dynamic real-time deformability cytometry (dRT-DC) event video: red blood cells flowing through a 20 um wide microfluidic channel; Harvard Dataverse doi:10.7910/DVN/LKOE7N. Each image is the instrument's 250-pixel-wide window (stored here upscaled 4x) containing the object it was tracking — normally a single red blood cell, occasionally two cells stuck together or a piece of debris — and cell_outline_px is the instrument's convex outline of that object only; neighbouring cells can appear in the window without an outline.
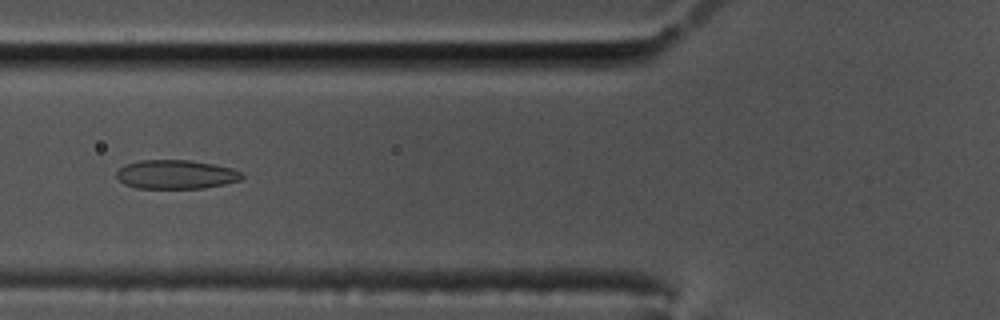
{"species": "common noctule bat (a hibernating species)", "species_latin": "Nyctalus noctula", "temperature_condition": "cold", "stored_images_in_passage": 58, "camera_frame_rate_fps": 3000, "um_per_image_px": 0.085, "animal": {"sex": "male", "body_mass_g": 17.5, "forearm_length_mm": 52.3}, "frame": {"image": 1, "passage_image": 22, "time_ms": 7.0, "image_size_px": [1000, 320], "cell_outline_px": [[244, 176], [240, 180], [224, 184], [204, 188], [136, 188], [124, 184], [116, 176], [116, 172], [124, 164], [140, 160], [188, 160], [212, 164], [232, 168], [240, 172]], "centroid_in_image_um": [14.93, 14.83], "position_along_channel_um": 110.9, "area_um2": 21.1}}
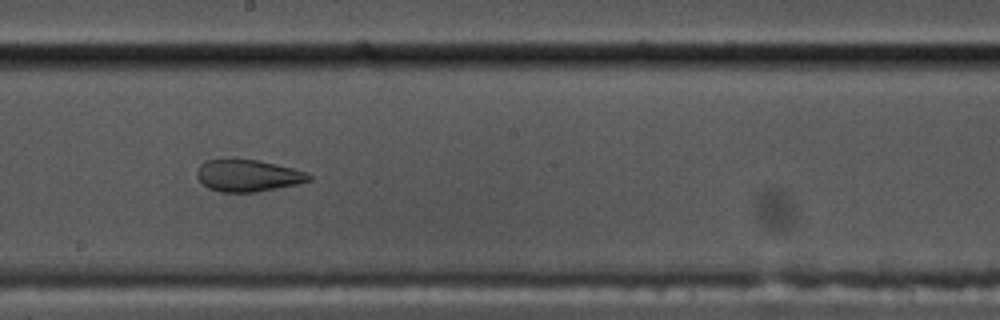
{"frame": {"image": 2, "passage_image": 32, "time_ms": 10.333, "image_size_px": [1000, 320], "cell_outline_px": [[312, 180], [296, 184], [256, 192], [220, 192], [208, 188], [196, 176], [196, 172], [200, 164], [208, 160], [232, 156], [256, 160], [292, 168], [308, 172], [312, 176]], "centroid_in_image_um": [21.04, 14.89], "position_along_channel_um": 227.2, "area_um2": 21.21}}
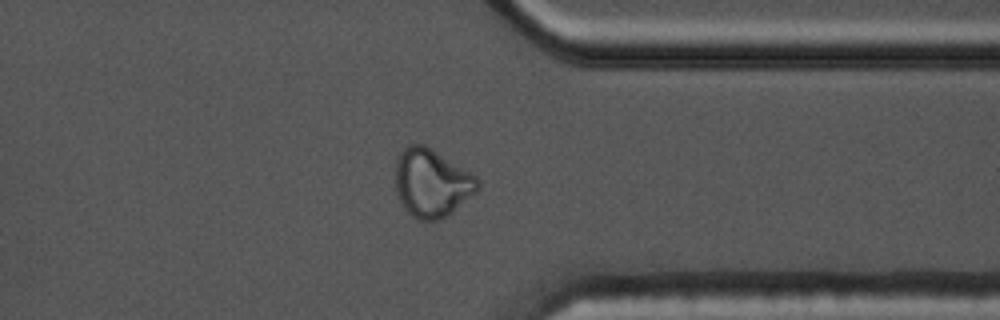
{"frame": {"image": 3, "passage_image": 45, "time_ms": 14.667, "image_size_px": [1000, 320], "cell_outline_px": [[480, 188], [476, 192], [452, 212], [436, 220], [420, 220], [412, 216], [404, 208], [396, 192], [396, 156], [408, 144], [424, 144], [476, 176], [480, 180]], "centroid_in_image_um": [36.68, 15.54], "position_along_channel_um": 374.7, "area_um2": 32.43}, "authors_computed_cell_mechanics": {"area_um2": 21.8484, "velocity_mm_per_s": 3.4913, "shape_relaxation_time_tau1_ms": null, "shape_relaxation_time_tau2_ms": 1.7741, "deformation_change_tau1": null, "deformation_change_tau2": 0.0684}}